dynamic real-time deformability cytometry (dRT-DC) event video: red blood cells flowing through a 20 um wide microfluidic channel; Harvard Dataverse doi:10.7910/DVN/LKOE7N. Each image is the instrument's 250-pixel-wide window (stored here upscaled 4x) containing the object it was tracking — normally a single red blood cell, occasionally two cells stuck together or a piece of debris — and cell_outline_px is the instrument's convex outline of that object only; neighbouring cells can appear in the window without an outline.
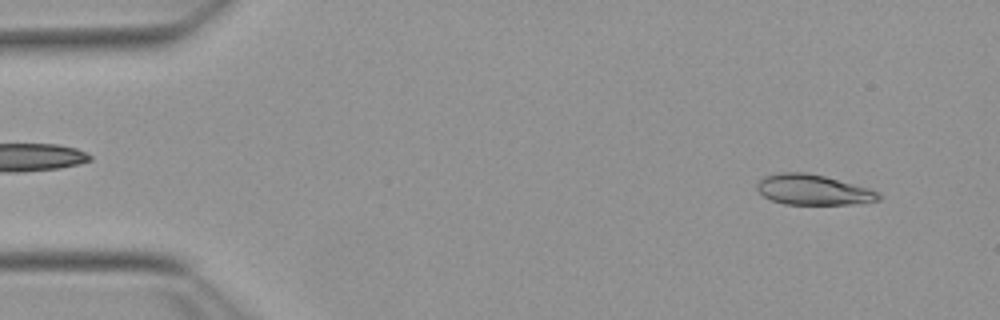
{"species": "Egyptian fruit bat (a non-hibernating species)", "species_latin": "Rousettus aegyptiacus", "temperature_condition": "warm", "stored_images_in_passage": 52, "camera_frame_rate_fps": 3000, "um_per_image_px": 0.085, "animal": {"sex": "female"}, "frame": {"image": 1, "passage_image": 4, "time_ms": 1.0, "image_size_px": [1000, 320], "cell_outline_px": [[880, 200], [852, 204], [784, 204], [772, 200], [764, 196], [756, 188], [756, 184], [764, 176], [780, 172], [804, 172], [824, 176], [868, 188], [880, 192]], "centroid_in_image_um": [69.1, 16.13], "position_along_channel_um": 15.9, "area_um2": 21.33}}
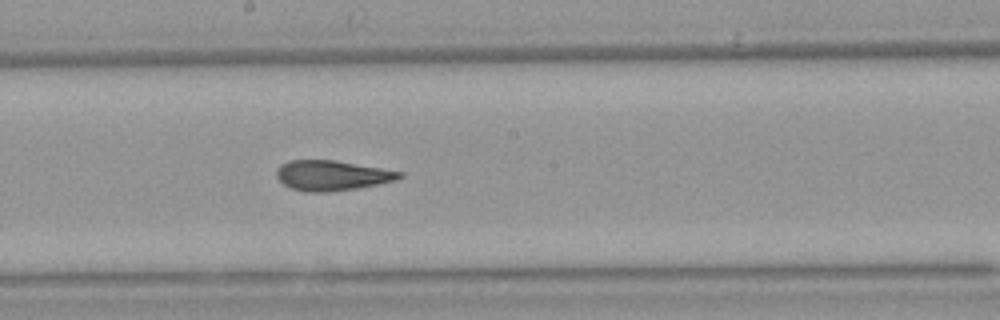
{"frame": {"image": 2, "passage_image": 28, "time_ms": 9.0, "image_size_px": [1000, 320], "cell_outline_px": [[404, 176], [396, 180], [356, 188], [328, 192], [304, 192], [292, 188], [284, 184], [276, 176], [276, 168], [280, 164], [288, 160], [336, 160], [404, 172]], "centroid_in_image_um": [28.2, 14.9], "position_along_channel_um": 220.0, "area_um2": 21.62}}
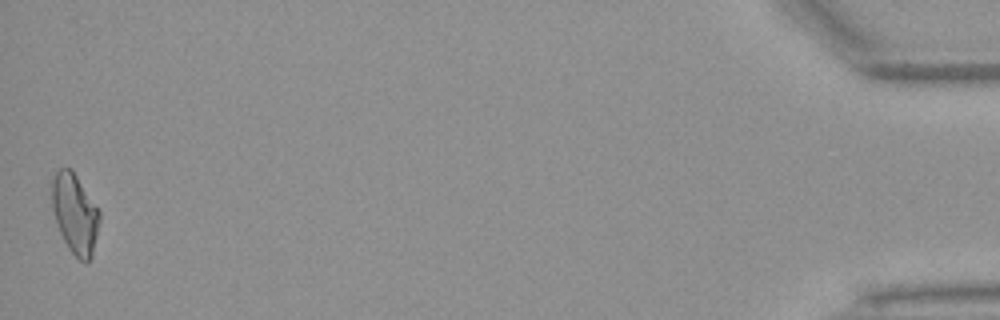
{"frame": {"image": 3, "passage_image": 52, "time_ms": 17.0, "image_size_px": [1000, 320], "cell_outline_px": [[100, 220], [92, 256], [88, 264], [84, 264], [68, 248], [60, 232], [52, 208], [52, 180], [56, 172], [60, 168], [72, 168], [100, 212]], "centroid_in_image_um": [6.38, 18.18], "position_along_channel_um": 428.8, "area_um2": 22.08}, "authors_computed_cell_mechanics": {"area_um2": 21.9929, "velocity_mm_per_s": 3.8372, "shape_relaxation_time_tau1_ms": 9.0613, "shape_relaxation_time_tau2_ms": 2.2548, "deformation_change_tau1": 0.2267, "deformation_change_tau2": 0.0966}}